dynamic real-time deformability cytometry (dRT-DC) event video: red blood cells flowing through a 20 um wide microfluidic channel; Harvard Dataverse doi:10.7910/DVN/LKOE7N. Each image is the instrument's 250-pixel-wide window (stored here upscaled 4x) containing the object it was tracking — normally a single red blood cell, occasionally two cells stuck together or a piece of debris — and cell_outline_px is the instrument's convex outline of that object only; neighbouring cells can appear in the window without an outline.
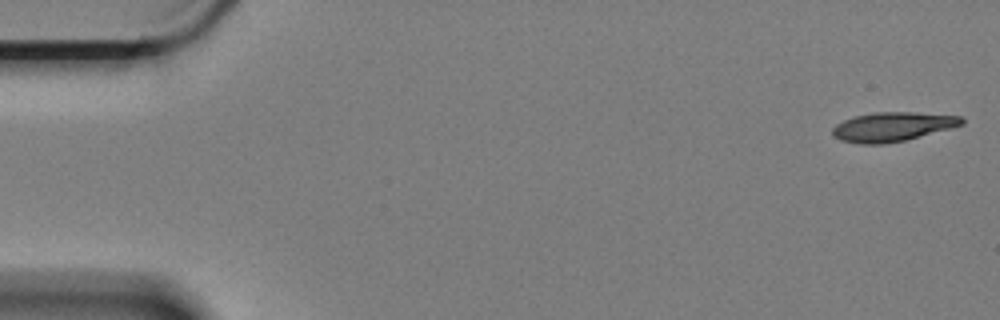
{"species": "Egyptian fruit bat (a non-hibernating species)", "species_latin": "Rousettus aegyptiacus", "temperature_condition": "cold", "stored_images_in_passage": 5, "camera_frame_rate_fps": 3000, "um_per_image_px": 0.085, "animal": {"sex": "female"}, "frame": {"image": 1, "passage_image": 1, "time_ms": 0.0, "image_size_px": [1000, 320], "cell_outline_px": [[964, 124], [904, 140], [884, 144], [860, 144], [840, 140], [832, 136], [832, 128], [836, 124], [844, 120], [856, 116], [876, 112], [916, 112], [960, 116], [964, 120]], "centroid_in_image_um": [75.82, 10.77], "position_along_channel_um": 9.2, "area_um2": 21.79}}